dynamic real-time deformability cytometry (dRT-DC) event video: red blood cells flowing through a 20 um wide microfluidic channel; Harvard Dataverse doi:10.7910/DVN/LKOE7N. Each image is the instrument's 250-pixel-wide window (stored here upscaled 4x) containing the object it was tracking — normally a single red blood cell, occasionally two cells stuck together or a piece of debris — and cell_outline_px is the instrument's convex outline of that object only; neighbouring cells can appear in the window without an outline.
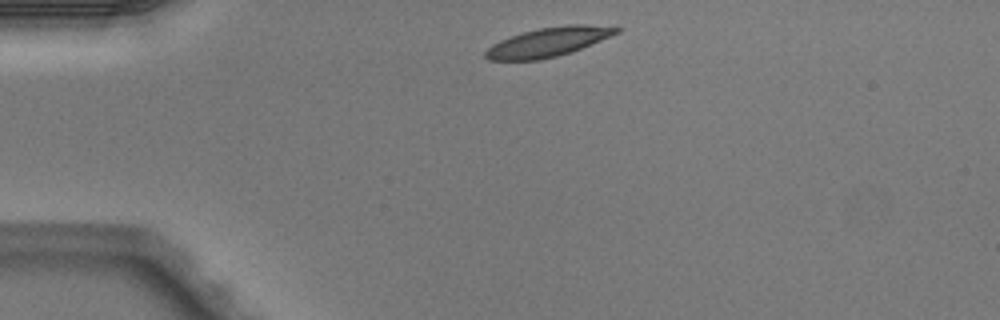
{"species": "Egyptian fruit bat (a non-hibernating species)", "species_latin": "Rousettus aegyptiacus", "temperature_condition": "warm", "stored_images_in_passage": 1, "camera_frame_rate_fps": 3000, "um_per_image_px": 0.085, "animal": {"sex": "male"}, "frame": {"image": 1, "passage_image": 1, "time_ms": 0.0, "image_size_px": [1000, 320], "cell_outline_px": [[620, 32], [580, 48], [556, 56], [540, 60], [488, 60], [484, 56], [484, 52], [492, 44], [500, 40], [524, 32], [540, 28], [568, 24], [584, 24], [620, 28]], "centroid_in_image_um": [46.55, 3.57], "position_along_channel_um": 38.4, "area_um2": 21.79}}